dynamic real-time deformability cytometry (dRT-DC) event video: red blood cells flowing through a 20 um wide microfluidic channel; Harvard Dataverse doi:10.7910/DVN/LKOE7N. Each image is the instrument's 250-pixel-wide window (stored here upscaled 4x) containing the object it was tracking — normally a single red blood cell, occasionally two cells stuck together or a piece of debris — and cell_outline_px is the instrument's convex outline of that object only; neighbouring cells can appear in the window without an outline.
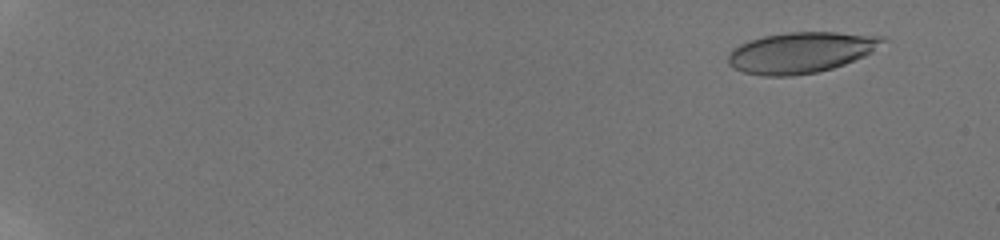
{"species": "human", "species_latin": "Homo sapiens", "temperature_condition": "room temperature", "stored_images_in_passage": 53, "camera_frame_rate_fps": 3000, "um_per_image_px": 0.085, "donor": {"sex": "male"}, "frame": {"image": 1, "passage_image": 2, "time_ms": 0.333, "image_size_px": [1000, 240], "cell_outline_px": [[888, 40], [872, 52], [864, 56], [844, 64], [832, 68], [816, 72], [792, 76], [760, 76], [744, 72], [728, 64], [728, 56], [732, 48], [748, 40], [764, 36], [788, 32], [836, 32], [884, 36]], "centroid_in_image_um": [68.08, 4.45], "position_along_channel_um": 16.9, "area_um2": 36.88}}
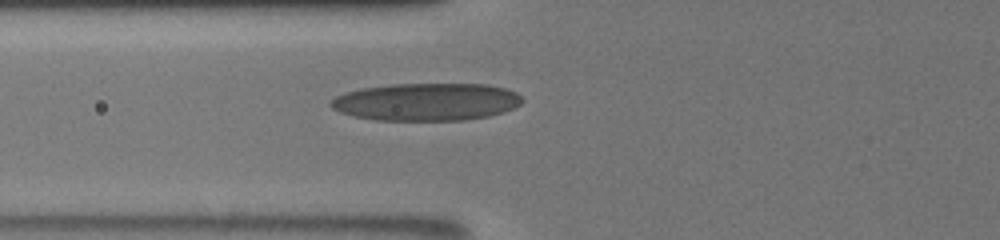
{"frame": {"image": 2, "passage_image": 23, "time_ms": 7.333, "image_size_px": [1000, 240], "cell_outline_px": [[524, 100], [520, 104], [504, 112], [488, 116], [464, 120], [376, 120], [352, 116], [340, 112], [332, 108], [328, 104], [336, 96], [360, 88], [392, 84], [488, 84], [504, 88], [516, 92]], "centroid_in_image_um": [36.24, 8.66], "position_along_channel_um": 89.6, "area_um2": 41.96}}
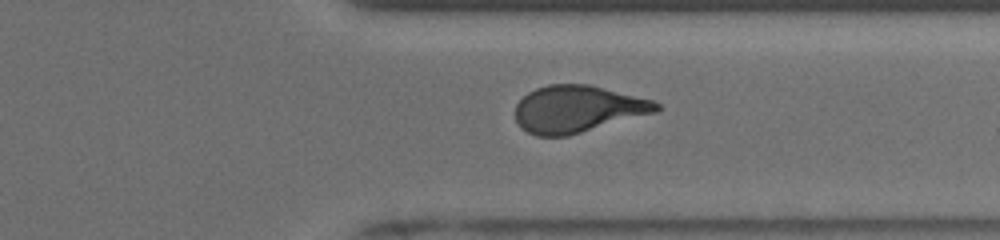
{"frame": {"image": 3, "passage_image": 44, "time_ms": 1681.0, "image_size_px": [1000, 240], "cell_outline_px": [[660, 108], [656, 112], [568, 136], [536, 136], [528, 132], [516, 120], [516, 104], [528, 92], [536, 88], [548, 84], [588, 84], [652, 100], [660, 104]], "centroid_in_image_um": [49.09, 9.26], "position_along_channel_um": 362.3, "area_um2": 38.26}}